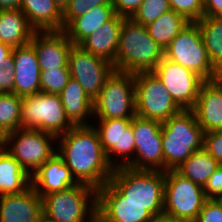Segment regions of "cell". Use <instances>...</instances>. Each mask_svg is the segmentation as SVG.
<instances>
[{
  "label": "cell",
  "instance_id": "46",
  "mask_svg": "<svg viewBox=\"0 0 222 222\" xmlns=\"http://www.w3.org/2000/svg\"><path fill=\"white\" fill-rule=\"evenodd\" d=\"M58 7L63 11L71 0H53Z\"/></svg>",
  "mask_w": 222,
  "mask_h": 222
},
{
  "label": "cell",
  "instance_id": "13",
  "mask_svg": "<svg viewBox=\"0 0 222 222\" xmlns=\"http://www.w3.org/2000/svg\"><path fill=\"white\" fill-rule=\"evenodd\" d=\"M97 120H99L98 126L93 125V127L99 135L107 160L113 168L128 167L134 161L135 154L132 119Z\"/></svg>",
  "mask_w": 222,
  "mask_h": 222
},
{
  "label": "cell",
  "instance_id": "35",
  "mask_svg": "<svg viewBox=\"0 0 222 222\" xmlns=\"http://www.w3.org/2000/svg\"><path fill=\"white\" fill-rule=\"evenodd\" d=\"M169 5L190 22H196L204 16V0H169Z\"/></svg>",
  "mask_w": 222,
  "mask_h": 222
},
{
  "label": "cell",
  "instance_id": "41",
  "mask_svg": "<svg viewBox=\"0 0 222 222\" xmlns=\"http://www.w3.org/2000/svg\"><path fill=\"white\" fill-rule=\"evenodd\" d=\"M204 16H222V0H204Z\"/></svg>",
  "mask_w": 222,
  "mask_h": 222
},
{
  "label": "cell",
  "instance_id": "34",
  "mask_svg": "<svg viewBox=\"0 0 222 222\" xmlns=\"http://www.w3.org/2000/svg\"><path fill=\"white\" fill-rule=\"evenodd\" d=\"M112 5V0H71L63 10V30L76 18L91 8Z\"/></svg>",
  "mask_w": 222,
  "mask_h": 222
},
{
  "label": "cell",
  "instance_id": "20",
  "mask_svg": "<svg viewBox=\"0 0 222 222\" xmlns=\"http://www.w3.org/2000/svg\"><path fill=\"white\" fill-rule=\"evenodd\" d=\"M42 197L30 186L19 194L0 195V222H38Z\"/></svg>",
  "mask_w": 222,
  "mask_h": 222
},
{
  "label": "cell",
  "instance_id": "38",
  "mask_svg": "<svg viewBox=\"0 0 222 222\" xmlns=\"http://www.w3.org/2000/svg\"><path fill=\"white\" fill-rule=\"evenodd\" d=\"M207 200H219L222 197V165H220L203 187Z\"/></svg>",
  "mask_w": 222,
  "mask_h": 222
},
{
  "label": "cell",
  "instance_id": "15",
  "mask_svg": "<svg viewBox=\"0 0 222 222\" xmlns=\"http://www.w3.org/2000/svg\"><path fill=\"white\" fill-rule=\"evenodd\" d=\"M71 78L79 82L88 96L94 100L113 73V64L85 51L80 45H73L68 55Z\"/></svg>",
  "mask_w": 222,
  "mask_h": 222
},
{
  "label": "cell",
  "instance_id": "16",
  "mask_svg": "<svg viewBox=\"0 0 222 222\" xmlns=\"http://www.w3.org/2000/svg\"><path fill=\"white\" fill-rule=\"evenodd\" d=\"M153 215L136 202H122V195L107 182L97 190L98 222H150Z\"/></svg>",
  "mask_w": 222,
  "mask_h": 222
},
{
  "label": "cell",
  "instance_id": "2",
  "mask_svg": "<svg viewBox=\"0 0 222 222\" xmlns=\"http://www.w3.org/2000/svg\"><path fill=\"white\" fill-rule=\"evenodd\" d=\"M164 58V50L150 37L145 25L124 18L116 58L115 71L150 72Z\"/></svg>",
  "mask_w": 222,
  "mask_h": 222
},
{
  "label": "cell",
  "instance_id": "24",
  "mask_svg": "<svg viewBox=\"0 0 222 222\" xmlns=\"http://www.w3.org/2000/svg\"><path fill=\"white\" fill-rule=\"evenodd\" d=\"M65 114L74 126L91 125L87 117L93 120V100L79 82L70 78L68 84L59 93Z\"/></svg>",
  "mask_w": 222,
  "mask_h": 222
},
{
  "label": "cell",
  "instance_id": "33",
  "mask_svg": "<svg viewBox=\"0 0 222 222\" xmlns=\"http://www.w3.org/2000/svg\"><path fill=\"white\" fill-rule=\"evenodd\" d=\"M169 10V0H144L131 18L146 26Z\"/></svg>",
  "mask_w": 222,
  "mask_h": 222
},
{
  "label": "cell",
  "instance_id": "36",
  "mask_svg": "<svg viewBox=\"0 0 222 222\" xmlns=\"http://www.w3.org/2000/svg\"><path fill=\"white\" fill-rule=\"evenodd\" d=\"M203 149L222 165V131L204 133Z\"/></svg>",
  "mask_w": 222,
  "mask_h": 222
},
{
  "label": "cell",
  "instance_id": "32",
  "mask_svg": "<svg viewBox=\"0 0 222 222\" xmlns=\"http://www.w3.org/2000/svg\"><path fill=\"white\" fill-rule=\"evenodd\" d=\"M40 92L59 94L71 78L69 68L40 70Z\"/></svg>",
  "mask_w": 222,
  "mask_h": 222
},
{
  "label": "cell",
  "instance_id": "12",
  "mask_svg": "<svg viewBox=\"0 0 222 222\" xmlns=\"http://www.w3.org/2000/svg\"><path fill=\"white\" fill-rule=\"evenodd\" d=\"M162 122L135 115L132 132L135 139L134 161L128 166L134 170L163 171L161 139Z\"/></svg>",
  "mask_w": 222,
  "mask_h": 222
},
{
  "label": "cell",
  "instance_id": "17",
  "mask_svg": "<svg viewBox=\"0 0 222 222\" xmlns=\"http://www.w3.org/2000/svg\"><path fill=\"white\" fill-rule=\"evenodd\" d=\"M30 44L37 54L40 70L69 68L68 55L74 44L64 30L35 31Z\"/></svg>",
  "mask_w": 222,
  "mask_h": 222
},
{
  "label": "cell",
  "instance_id": "10",
  "mask_svg": "<svg viewBox=\"0 0 222 222\" xmlns=\"http://www.w3.org/2000/svg\"><path fill=\"white\" fill-rule=\"evenodd\" d=\"M134 79L137 116L164 122L182 110L152 71L136 72Z\"/></svg>",
  "mask_w": 222,
  "mask_h": 222
},
{
  "label": "cell",
  "instance_id": "47",
  "mask_svg": "<svg viewBox=\"0 0 222 222\" xmlns=\"http://www.w3.org/2000/svg\"><path fill=\"white\" fill-rule=\"evenodd\" d=\"M38 222H57V221H55L54 219H52V218H50L47 215L42 213L41 216L39 217Z\"/></svg>",
  "mask_w": 222,
  "mask_h": 222
},
{
  "label": "cell",
  "instance_id": "19",
  "mask_svg": "<svg viewBox=\"0 0 222 222\" xmlns=\"http://www.w3.org/2000/svg\"><path fill=\"white\" fill-rule=\"evenodd\" d=\"M14 61V90L19 97L40 92V68L34 47L28 43L12 49Z\"/></svg>",
  "mask_w": 222,
  "mask_h": 222
},
{
  "label": "cell",
  "instance_id": "43",
  "mask_svg": "<svg viewBox=\"0 0 222 222\" xmlns=\"http://www.w3.org/2000/svg\"><path fill=\"white\" fill-rule=\"evenodd\" d=\"M150 222H186V221L178 219L175 216L163 212L161 214L153 216Z\"/></svg>",
  "mask_w": 222,
  "mask_h": 222
},
{
  "label": "cell",
  "instance_id": "45",
  "mask_svg": "<svg viewBox=\"0 0 222 222\" xmlns=\"http://www.w3.org/2000/svg\"><path fill=\"white\" fill-rule=\"evenodd\" d=\"M9 132L0 126V151L6 150Z\"/></svg>",
  "mask_w": 222,
  "mask_h": 222
},
{
  "label": "cell",
  "instance_id": "1",
  "mask_svg": "<svg viewBox=\"0 0 222 222\" xmlns=\"http://www.w3.org/2000/svg\"><path fill=\"white\" fill-rule=\"evenodd\" d=\"M57 154L77 183L96 190L109 182L114 171L107 160L96 129L91 125L73 126L57 137Z\"/></svg>",
  "mask_w": 222,
  "mask_h": 222
},
{
  "label": "cell",
  "instance_id": "42",
  "mask_svg": "<svg viewBox=\"0 0 222 222\" xmlns=\"http://www.w3.org/2000/svg\"><path fill=\"white\" fill-rule=\"evenodd\" d=\"M12 49L8 44L0 42V64L14 63Z\"/></svg>",
  "mask_w": 222,
  "mask_h": 222
},
{
  "label": "cell",
  "instance_id": "29",
  "mask_svg": "<svg viewBox=\"0 0 222 222\" xmlns=\"http://www.w3.org/2000/svg\"><path fill=\"white\" fill-rule=\"evenodd\" d=\"M189 23L186 17L171 9L146 27L150 37L164 50Z\"/></svg>",
  "mask_w": 222,
  "mask_h": 222
},
{
  "label": "cell",
  "instance_id": "37",
  "mask_svg": "<svg viewBox=\"0 0 222 222\" xmlns=\"http://www.w3.org/2000/svg\"><path fill=\"white\" fill-rule=\"evenodd\" d=\"M194 222H222V204L219 200H206Z\"/></svg>",
  "mask_w": 222,
  "mask_h": 222
},
{
  "label": "cell",
  "instance_id": "7",
  "mask_svg": "<svg viewBox=\"0 0 222 222\" xmlns=\"http://www.w3.org/2000/svg\"><path fill=\"white\" fill-rule=\"evenodd\" d=\"M164 58L180 64L204 81L221 77L204 46L197 22H190L164 49Z\"/></svg>",
  "mask_w": 222,
  "mask_h": 222
},
{
  "label": "cell",
  "instance_id": "14",
  "mask_svg": "<svg viewBox=\"0 0 222 222\" xmlns=\"http://www.w3.org/2000/svg\"><path fill=\"white\" fill-rule=\"evenodd\" d=\"M182 110H191L204 80L184 66L163 58L152 70Z\"/></svg>",
  "mask_w": 222,
  "mask_h": 222
},
{
  "label": "cell",
  "instance_id": "9",
  "mask_svg": "<svg viewBox=\"0 0 222 222\" xmlns=\"http://www.w3.org/2000/svg\"><path fill=\"white\" fill-rule=\"evenodd\" d=\"M53 145H57V137L53 134L20 128L8 134L6 150L32 176L57 153Z\"/></svg>",
  "mask_w": 222,
  "mask_h": 222
},
{
  "label": "cell",
  "instance_id": "23",
  "mask_svg": "<svg viewBox=\"0 0 222 222\" xmlns=\"http://www.w3.org/2000/svg\"><path fill=\"white\" fill-rule=\"evenodd\" d=\"M20 10L35 31L63 30V11L53 0H21Z\"/></svg>",
  "mask_w": 222,
  "mask_h": 222
},
{
  "label": "cell",
  "instance_id": "5",
  "mask_svg": "<svg viewBox=\"0 0 222 222\" xmlns=\"http://www.w3.org/2000/svg\"><path fill=\"white\" fill-rule=\"evenodd\" d=\"M43 214L57 222H96L97 190L77 183L42 197Z\"/></svg>",
  "mask_w": 222,
  "mask_h": 222
},
{
  "label": "cell",
  "instance_id": "30",
  "mask_svg": "<svg viewBox=\"0 0 222 222\" xmlns=\"http://www.w3.org/2000/svg\"><path fill=\"white\" fill-rule=\"evenodd\" d=\"M196 22L209 59L222 74V16H203Z\"/></svg>",
  "mask_w": 222,
  "mask_h": 222
},
{
  "label": "cell",
  "instance_id": "3",
  "mask_svg": "<svg viewBox=\"0 0 222 222\" xmlns=\"http://www.w3.org/2000/svg\"><path fill=\"white\" fill-rule=\"evenodd\" d=\"M163 172L175 170L193 152L203 149L204 131L192 110H181L162 122Z\"/></svg>",
  "mask_w": 222,
  "mask_h": 222
},
{
  "label": "cell",
  "instance_id": "28",
  "mask_svg": "<svg viewBox=\"0 0 222 222\" xmlns=\"http://www.w3.org/2000/svg\"><path fill=\"white\" fill-rule=\"evenodd\" d=\"M220 164L204 149L193 152L175 171L195 184L204 187Z\"/></svg>",
  "mask_w": 222,
  "mask_h": 222
},
{
  "label": "cell",
  "instance_id": "22",
  "mask_svg": "<svg viewBox=\"0 0 222 222\" xmlns=\"http://www.w3.org/2000/svg\"><path fill=\"white\" fill-rule=\"evenodd\" d=\"M124 17L115 15L79 45L87 52L114 64Z\"/></svg>",
  "mask_w": 222,
  "mask_h": 222
},
{
  "label": "cell",
  "instance_id": "8",
  "mask_svg": "<svg viewBox=\"0 0 222 222\" xmlns=\"http://www.w3.org/2000/svg\"><path fill=\"white\" fill-rule=\"evenodd\" d=\"M93 119H132L135 109L134 73L113 71L93 100Z\"/></svg>",
  "mask_w": 222,
  "mask_h": 222
},
{
  "label": "cell",
  "instance_id": "40",
  "mask_svg": "<svg viewBox=\"0 0 222 222\" xmlns=\"http://www.w3.org/2000/svg\"><path fill=\"white\" fill-rule=\"evenodd\" d=\"M144 0H112L115 13L124 18H131Z\"/></svg>",
  "mask_w": 222,
  "mask_h": 222
},
{
  "label": "cell",
  "instance_id": "31",
  "mask_svg": "<svg viewBox=\"0 0 222 222\" xmlns=\"http://www.w3.org/2000/svg\"><path fill=\"white\" fill-rule=\"evenodd\" d=\"M21 102L14 93H0V126L9 133L21 128Z\"/></svg>",
  "mask_w": 222,
  "mask_h": 222
},
{
  "label": "cell",
  "instance_id": "11",
  "mask_svg": "<svg viewBox=\"0 0 222 222\" xmlns=\"http://www.w3.org/2000/svg\"><path fill=\"white\" fill-rule=\"evenodd\" d=\"M203 187L175 170L165 171L163 212L186 222H194L206 201Z\"/></svg>",
  "mask_w": 222,
  "mask_h": 222
},
{
  "label": "cell",
  "instance_id": "4",
  "mask_svg": "<svg viewBox=\"0 0 222 222\" xmlns=\"http://www.w3.org/2000/svg\"><path fill=\"white\" fill-rule=\"evenodd\" d=\"M109 183L122 195V202L142 204L153 216L163 213L165 172L118 167Z\"/></svg>",
  "mask_w": 222,
  "mask_h": 222
},
{
  "label": "cell",
  "instance_id": "25",
  "mask_svg": "<svg viewBox=\"0 0 222 222\" xmlns=\"http://www.w3.org/2000/svg\"><path fill=\"white\" fill-rule=\"evenodd\" d=\"M35 30L20 9H0V42L12 48L30 43Z\"/></svg>",
  "mask_w": 222,
  "mask_h": 222
},
{
  "label": "cell",
  "instance_id": "39",
  "mask_svg": "<svg viewBox=\"0 0 222 222\" xmlns=\"http://www.w3.org/2000/svg\"><path fill=\"white\" fill-rule=\"evenodd\" d=\"M14 63L0 64V93H13L15 82Z\"/></svg>",
  "mask_w": 222,
  "mask_h": 222
},
{
  "label": "cell",
  "instance_id": "21",
  "mask_svg": "<svg viewBox=\"0 0 222 222\" xmlns=\"http://www.w3.org/2000/svg\"><path fill=\"white\" fill-rule=\"evenodd\" d=\"M76 184L70 170L57 153L31 176V186L41 197Z\"/></svg>",
  "mask_w": 222,
  "mask_h": 222
},
{
  "label": "cell",
  "instance_id": "26",
  "mask_svg": "<svg viewBox=\"0 0 222 222\" xmlns=\"http://www.w3.org/2000/svg\"><path fill=\"white\" fill-rule=\"evenodd\" d=\"M115 15L113 5L96 6L84 15L76 17L64 31L74 45H79L90 34L102 28V26Z\"/></svg>",
  "mask_w": 222,
  "mask_h": 222
},
{
  "label": "cell",
  "instance_id": "6",
  "mask_svg": "<svg viewBox=\"0 0 222 222\" xmlns=\"http://www.w3.org/2000/svg\"><path fill=\"white\" fill-rule=\"evenodd\" d=\"M73 126L59 94L39 92L22 97L21 128L38 129L59 137Z\"/></svg>",
  "mask_w": 222,
  "mask_h": 222
},
{
  "label": "cell",
  "instance_id": "18",
  "mask_svg": "<svg viewBox=\"0 0 222 222\" xmlns=\"http://www.w3.org/2000/svg\"><path fill=\"white\" fill-rule=\"evenodd\" d=\"M191 110L204 133L222 131V77L202 83Z\"/></svg>",
  "mask_w": 222,
  "mask_h": 222
},
{
  "label": "cell",
  "instance_id": "44",
  "mask_svg": "<svg viewBox=\"0 0 222 222\" xmlns=\"http://www.w3.org/2000/svg\"><path fill=\"white\" fill-rule=\"evenodd\" d=\"M21 0H0V9H20Z\"/></svg>",
  "mask_w": 222,
  "mask_h": 222
},
{
  "label": "cell",
  "instance_id": "27",
  "mask_svg": "<svg viewBox=\"0 0 222 222\" xmlns=\"http://www.w3.org/2000/svg\"><path fill=\"white\" fill-rule=\"evenodd\" d=\"M31 186V176L7 151H0V195L19 194Z\"/></svg>",
  "mask_w": 222,
  "mask_h": 222
}]
</instances>
